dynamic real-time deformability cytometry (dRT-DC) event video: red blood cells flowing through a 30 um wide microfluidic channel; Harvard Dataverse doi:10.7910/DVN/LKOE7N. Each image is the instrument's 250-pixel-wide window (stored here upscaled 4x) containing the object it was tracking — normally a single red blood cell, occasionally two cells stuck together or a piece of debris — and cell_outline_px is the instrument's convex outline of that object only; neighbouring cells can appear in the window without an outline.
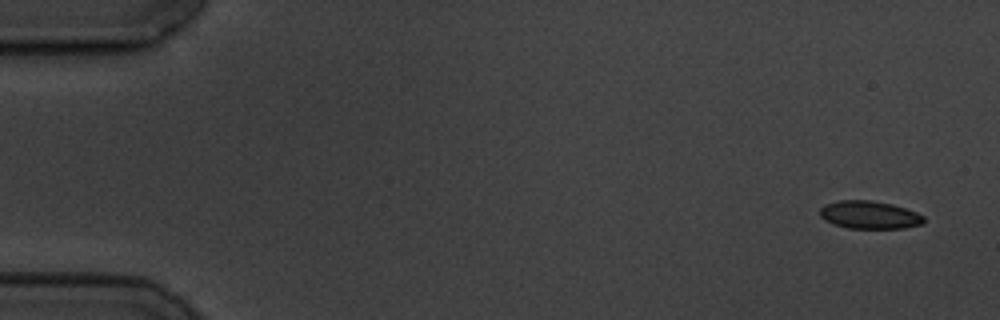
{"species": "common noctule bat (a hibernating species)", "species_latin": "Nyctalus noctula", "temperature_condition": "cold", "stored_images_in_passage": 5, "camera_frame_rate_fps": 3000, "um_per_image_px": 0.085, "animal": {"sex": "male", "body_mass_g": 19.5, "forearm_length_mm": 54.6}, "frame": {"image": 1, "passage_image": 1, "time_ms": 0.0, "image_size_px": [1000, 320], "cell_outline_px": [[924, 224], [904, 228], [848, 228], [824, 220], [820, 216], [820, 208], [824, 204], [840, 200], [872, 200], [892, 204], [916, 212], [924, 216]], "centroid_in_image_um": [73.91, 18.26], "position_along_channel_um": 11.1, "area_um2": 16.88}}
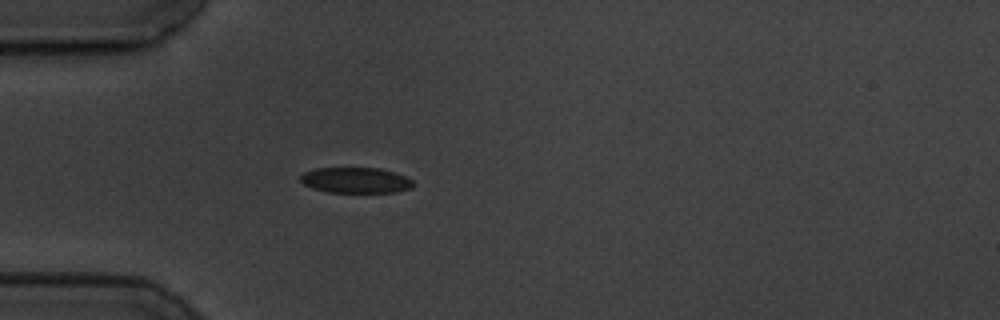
{"frame": {"image": 2, "passage_image": 5, "time_ms": 4.667, "image_size_px": [1000, 320], "cell_outline_px": [[412, 188], [396, 192], [328, 192], [312, 188], [304, 184], [300, 180], [300, 176], [304, 172], [316, 168], [380, 168], [404, 176], [412, 180]], "centroid_in_image_um": [30.21, 15.32], "position_along_channel_um": 54.8, "area_um2": 16.7}}